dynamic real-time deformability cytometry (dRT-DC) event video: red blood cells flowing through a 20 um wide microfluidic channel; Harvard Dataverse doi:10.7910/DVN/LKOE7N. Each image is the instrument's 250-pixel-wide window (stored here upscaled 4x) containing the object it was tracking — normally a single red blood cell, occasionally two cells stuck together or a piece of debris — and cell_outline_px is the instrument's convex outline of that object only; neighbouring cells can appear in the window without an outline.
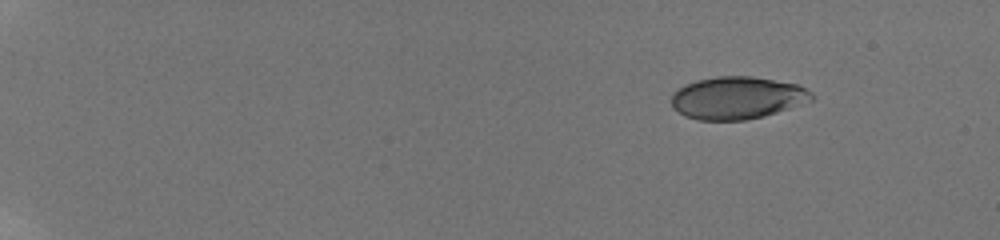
{"species": "human", "species_latin": "Homo sapiens", "temperature_condition": "room temperature", "stored_images_in_passage": 21, "camera_frame_rate_fps": 3000, "um_per_image_px": 0.085, "donor": {"sex": "male"}, "frame": {"image": 1, "passage_image": 1, "time_ms": 0.0, "image_size_px": [1000, 240], "cell_outline_px": [[816, 96], [812, 100], [764, 116], [744, 120], [700, 120], [684, 116], [672, 108], [672, 92], [696, 80], [716, 76], [752, 76], [796, 84], [812, 92]], "centroid_in_image_um": [62.64, 8.32], "position_along_channel_um": 22.4, "area_um2": 34.56}}
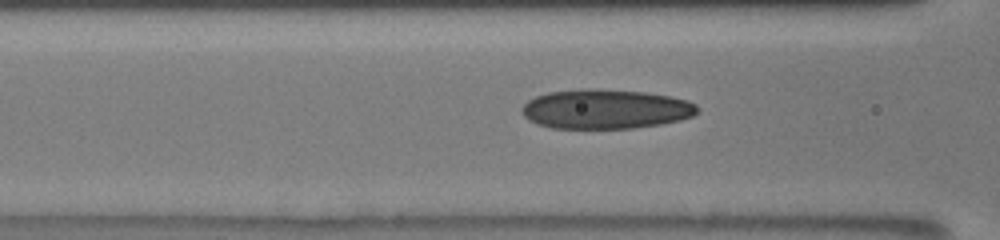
{"frame": {"image": 2, "passage_image": 15, "time_ms": 6.667, "image_size_px": [1000, 240], "cell_outline_px": [[696, 112], [692, 116], [680, 120], [660, 124], [632, 128], [552, 128], [536, 124], [528, 120], [520, 112], [520, 108], [528, 100], [536, 96], [548, 92], [584, 88], [592, 88], [644, 92], [668, 96], [684, 100], [696, 104]], "centroid_in_image_um": [51.39, 9.27], "position_along_channel_um": 115.2, "area_um2": 40.34}}
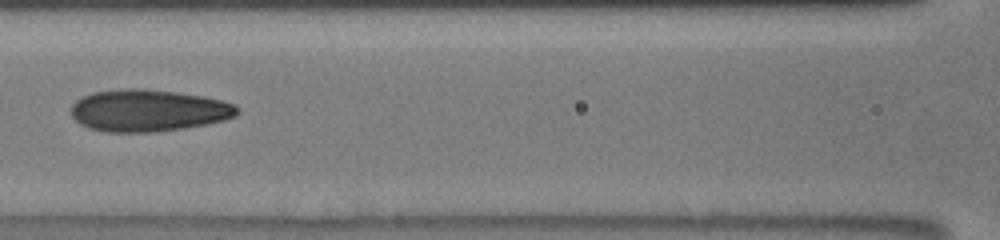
{"frame": {"image": 3, "passage_image": 17, "time_ms": 7.667, "image_size_px": [1000, 240], "cell_outline_px": [[240, 112], [236, 116], [224, 120], [184, 128], [156, 132], [104, 132], [88, 128], [80, 124], [72, 116], [72, 104], [76, 100], [92, 92], [128, 88], [144, 88], [176, 92], [204, 96], [236, 104]], "centroid_in_image_um": [12.61, 9.39], "position_along_channel_um": 154.0, "area_um2": 40.81}}